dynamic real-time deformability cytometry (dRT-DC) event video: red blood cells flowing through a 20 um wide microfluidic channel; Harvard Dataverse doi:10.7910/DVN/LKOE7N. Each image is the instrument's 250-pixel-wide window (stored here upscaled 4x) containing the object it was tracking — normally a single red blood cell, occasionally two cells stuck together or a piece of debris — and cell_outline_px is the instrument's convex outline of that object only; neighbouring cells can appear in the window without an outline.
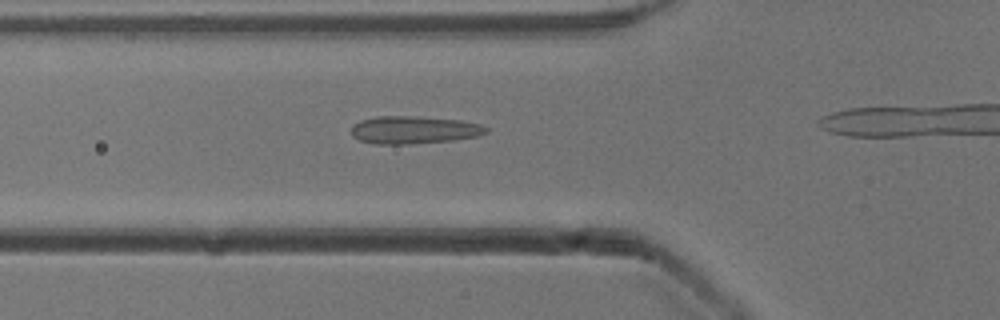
{"species": "common noctule bat (a hibernating species)", "species_latin": "Nyctalus noctula", "temperature_condition": "cold", "stored_images_in_passage": 14, "camera_frame_rate_fps": 3000, "um_per_image_px": 0.085, "animal": {"sex": "male", "body_mass_g": 13.3}, "frame": {"image": 1, "passage_image": 10, "time_ms": 3.0, "image_size_px": [1000, 320], "cell_outline_px": [[488, 132], [476, 136], [452, 140], [408, 144], [372, 144], [360, 140], [352, 136], [352, 124], [360, 120], [376, 116], [416, 116], [460, 120], [480, 124], [488, 128]], "centroid_in_image_um": [35.14, 11.04], "position_along_channel_um": 90.7, "area_um2": 21.79}}